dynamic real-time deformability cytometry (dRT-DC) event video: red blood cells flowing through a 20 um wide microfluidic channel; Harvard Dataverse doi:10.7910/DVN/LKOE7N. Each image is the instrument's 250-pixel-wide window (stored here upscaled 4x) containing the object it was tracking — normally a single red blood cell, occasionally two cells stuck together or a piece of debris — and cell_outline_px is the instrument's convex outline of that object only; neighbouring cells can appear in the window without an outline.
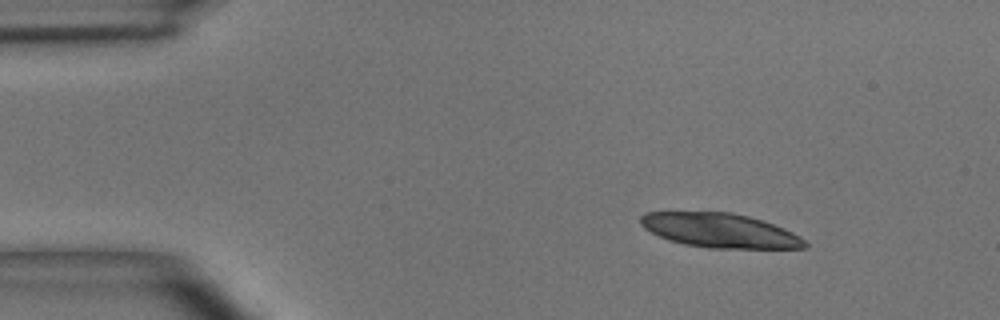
{"species": "common noctule bat (a hibernating species)", "species_latin": "Nyctalus noctula", "temperature_condition": "room temperature", "stored_images_in_passage": 3, "camera_frame_rate_fps": 3000, "um_per_image_px": 0.085, "animal": {"sex": "male", "body_mass_g": 15.6}, "frame": {"image": 1, "passage_image": 1, "time_ms": 0.0, "image_size_px": [1000, 320], "cell_outline_px": [[808, 244], [804, 248], [708, 248], [684, 244], [668, 240], [644, 228], [640, 224], [640, 216], [644, 212], [732, 212], [748, 216], [784, 228], [800, 236]], "centroid_in_image_um": [61.16, 19.59], "position_along_channel_um": 23.8, "area_um2": 32.71}}